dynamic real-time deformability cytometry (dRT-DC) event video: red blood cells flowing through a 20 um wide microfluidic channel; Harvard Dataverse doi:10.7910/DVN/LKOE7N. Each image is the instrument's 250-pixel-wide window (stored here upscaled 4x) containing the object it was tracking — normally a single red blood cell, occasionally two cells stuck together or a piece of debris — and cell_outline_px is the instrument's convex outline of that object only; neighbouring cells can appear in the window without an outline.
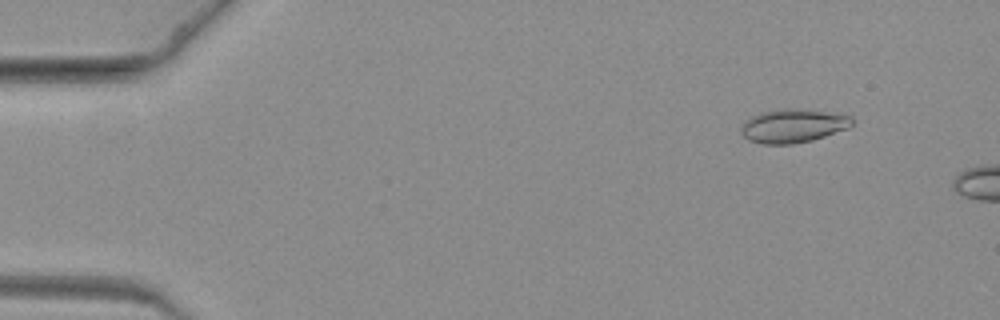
{"species": "common noctule bat (a hibernating species)", "species_latin": "Nyctalus noctula", "temperature_condition": "warm", "stored_images_in_passage": 12, "camera_frame_rate_fps": 3000, "um_per_image_px": 0.085, "animal": {"sex": "female", "body_mass_g": 19.3, "forearm_length_mm": 54.1}, "frame": {"image": 1, "passage_image": 7, "time_ms": 2.0, "image_size_px": [1000, 320], "cell_outline_px": [[852, 124], [848, 128], [812, 140], [792, 144], [764, 144], [748, 140], [740, 132], [740, 128], [744, 120], [760, 112], [784, 108], [792, 108], [824, 112], [852, 116]], "centroid_in_image_um": [67.35, 10.7], "position_along_channel_um": 17.6, "area_um2": 21.62}}